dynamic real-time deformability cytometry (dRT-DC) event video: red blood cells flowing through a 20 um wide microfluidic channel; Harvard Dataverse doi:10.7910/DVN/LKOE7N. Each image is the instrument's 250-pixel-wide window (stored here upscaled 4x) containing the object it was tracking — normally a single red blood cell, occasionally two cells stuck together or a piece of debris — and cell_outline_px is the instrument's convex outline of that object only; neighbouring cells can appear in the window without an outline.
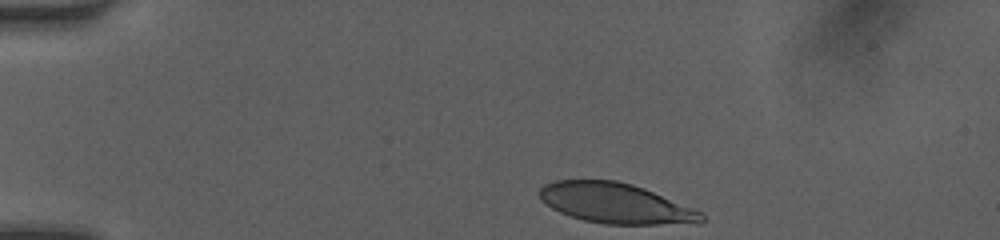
{"species": "human", "species_latin": "Homo sapiens", "temperature_condition": "room temperature", "stored_images_in_passage": 34, "camera_frame_rate_fps": 3000, "um_per_image_px": 0.085, "donor": {"sex": "female"}, "frame": {"image": 1, "passage_image": 1, "time_ms": 0.0, "image_size_px": [1000, 240], "cell_outline_px": [[704, 220], [700, 224], [604, 224], [584, 220], [560, 212], [552, 208], [540, 200], [540, 188], [544, 184], [556, 180], [616, 180], [632, 184], [644, 188], [704, 212]], "centroid_in_image_um": [52.37, 17.28], "position_along_channel_um": 32.6, "area_um2": 38.09}}
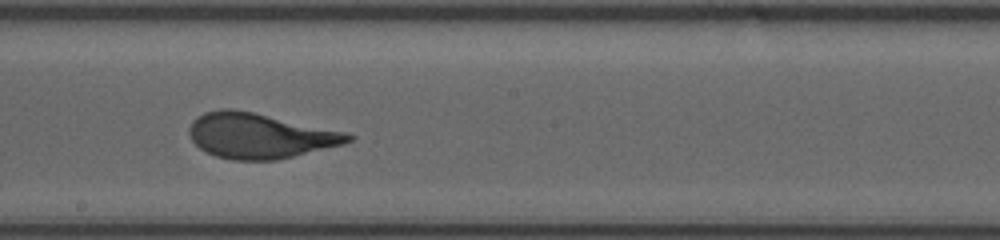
{"frame": {"image": 2, "passage_image": 20, "time_ms": 6.333, "image_size_px": [1000, 240], "cell_outline_px": [[356, 136], [352, 140], [344, 144], [276, 160], [232, 160], [216, 156], [200, 148], [192, 140], [188, 132], [188, 128], [192, 120], [196, 116], [204, 112], [220, 108], [232, 108], [252, 112], [348, 132]], "centroid_in_image_um": [22.06, 11.53], "position_along_channel_um": 226.1, "area_um2": 41.91}}
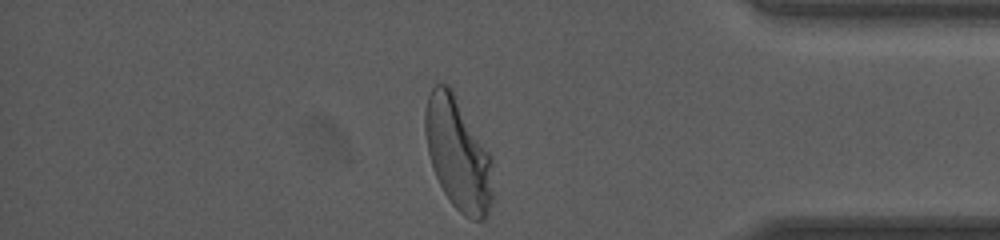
{"frame": {"image": 3, "passage_image": 34, "time_ms": 11.0, "image_size_px": [1000, 240], "cell_outline_px": [[492, 204], [484, 220], [472, 220], [464, 216], [452, 204], [444, 192], [432, 168], [428, 152], [424, 132], [424, 112], [428, 96], [432, 88], [436, 84], [448, 84], [452, 88], [492, 156]], "centroid_in_image_um": [38.93, 13.07], "position_along_channel_um": 396.3, "area_um2": 44.74}, "authors_computed_cell_mechanics": {"area_um2": 41.2692, "velocity_mm_per_s": 4.1161, "shape_relaxation_time_tau1_ms": 3.4874, "shape_relaxation_time_tau2_ms": null, "deformation_change_tau1": 0.1745, "deformation_change_tau2": null}}